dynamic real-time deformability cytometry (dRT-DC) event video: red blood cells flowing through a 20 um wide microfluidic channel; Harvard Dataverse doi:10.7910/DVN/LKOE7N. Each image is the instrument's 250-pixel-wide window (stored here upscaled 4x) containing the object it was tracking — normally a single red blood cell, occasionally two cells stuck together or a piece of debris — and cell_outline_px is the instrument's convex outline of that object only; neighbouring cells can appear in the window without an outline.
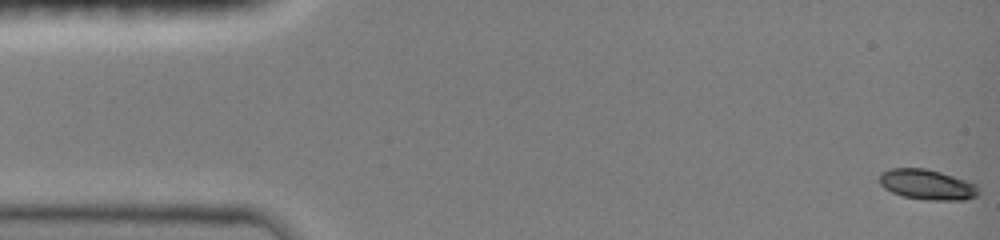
{"species": "common noctule bat (a hibernating species)", "species_latin": "Nyctalus noctula", "temperature_condition": "room temperature", "stored_images_in_passage": 13, "camera_frame_rate_fps": 3000, "um_per_image_px": 0.085, "animal": {"sex": "female", "body_mass_g": 19.0, "forearm_length_mm": 51.5}, "frame": {"image": 1, "passage_image": 1, "time_ms": 0.0, "image_size_px": [1000, 240], "cell_outline_px": [[980, 192], [976, 196], [964, 200], [928, 200], [904, 196], [892, 192], [884, 188], [880, 184], [880, 172], [888, 168], [924, 168], [940, 172], [976, 184], [980, 188]], "centroid_in_image_um": [78.8, 15.69], "position_along_channel_um": 6.2, "area_um2": 17.46}}
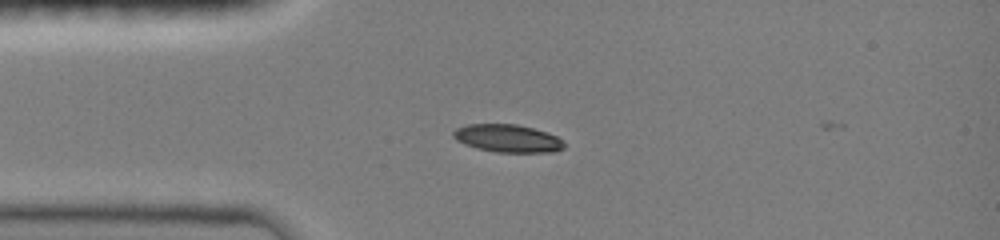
{"frame": {"image": 2, "passage_image": 12, "time_ms": 3.667, "image_size_px": [1000, 240], "cell_outline_px": [[564, 148], [552, 152], [496, 152], [476, 148], [464, 144], [456, 140], [452, 136], [452, 132], [456, 128], [468, 124], [516, 124], [532, 128], [556, 136], [564, 144]], "centroid_in_image_um": [43.09, 11.76], "position_along_channel_um": 41.9, "area_um2": 17.8}}